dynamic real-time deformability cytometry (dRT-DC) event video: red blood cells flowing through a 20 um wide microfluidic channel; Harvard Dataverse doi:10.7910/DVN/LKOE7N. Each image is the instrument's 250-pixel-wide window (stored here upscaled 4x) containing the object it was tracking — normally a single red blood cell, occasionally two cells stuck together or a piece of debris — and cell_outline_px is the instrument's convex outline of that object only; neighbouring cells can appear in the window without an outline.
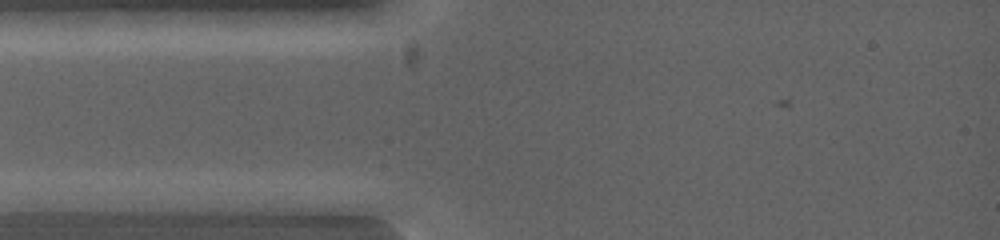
{"species": "common noctule bat (a hibernating species)", "species_latin": "Nyctalus noctula", "temperature_condition": "warm", "stored_images_in_passage": 3, "camera_frame_rate_fps": 5000, "um_per_image_px": 0.085, "animal": {"sex": "female", "body_mass_g": 19.0, "forearm_length_mm": 53.3}, "frame": {"image": 1, "passage_image": 2, "time_ms": 0.4, "image_size_px": [1000, 240], "cell_outline_px": [[100, 196], [92, 200], [64, 212], [16, 212], [12, 200], [20, 192], [96, 192]], "centroid_in_image_um": [4.34, 17.1], "position_along_channel_um": 80.7, "area_um2": 10.23}}